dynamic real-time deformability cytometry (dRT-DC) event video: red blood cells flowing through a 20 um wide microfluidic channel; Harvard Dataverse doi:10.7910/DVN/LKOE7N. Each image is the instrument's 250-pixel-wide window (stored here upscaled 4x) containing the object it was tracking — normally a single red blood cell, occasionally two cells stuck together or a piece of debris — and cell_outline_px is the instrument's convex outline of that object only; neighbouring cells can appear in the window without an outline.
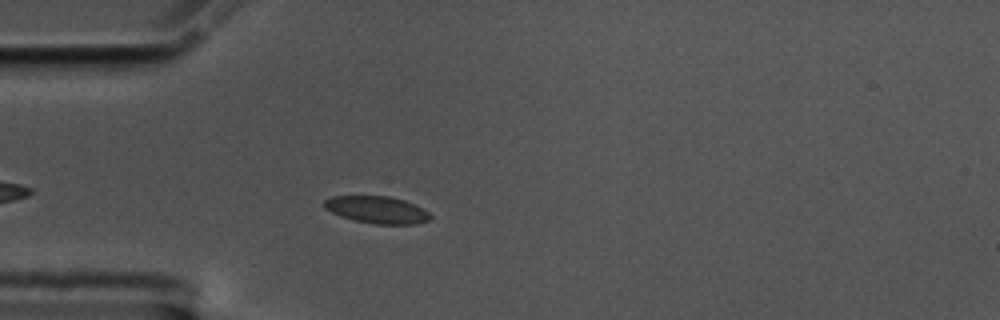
{"species": "common noctule bat (a hibernating species)", "species_latin": "Nyctalus noctula", "temperature_condition": "cold", "stored_images_in_passage": 40, "camera_frame_rate_fps": 3000, "um_per_image_px": 0.085, "animal": {"sex": "male", "body_mass_g": 17.5, "forearm_length_mm": 52.3}, "frame": {"image": 1, "passage_image": 7, "time_ms": 2.0, "image_size_px": [1000, 320], "cell_outline_px": [[432, 216], [428, 220], [416, 224], [376, 224], [356, 220], [340, 216], [324, 208], [324, 200], [332, 196], [388, 196], [404, 200], [424, 208]], "centroid_in_image_um": [32.05, 17.82], "position_along_channel_um": 52.9, "area_um2": 16.7}}
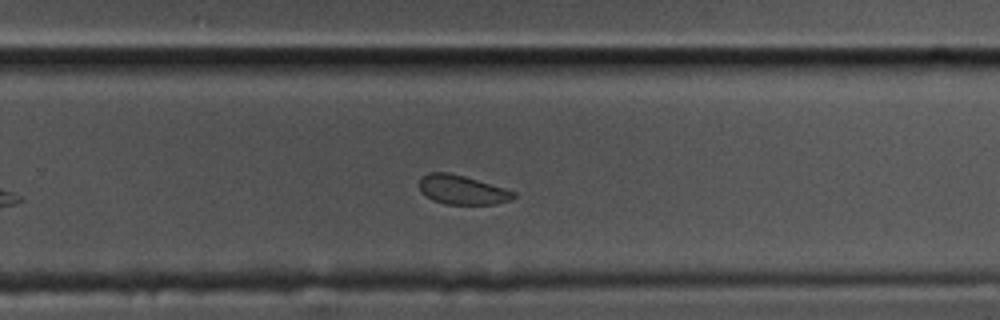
{"frame": {"image": 2, "passage_image": 28, "time_ms": 9.0, "image_size_px": [1000, 320], "cell_outline_px": [[516, 196], [508, 200], [496, 204], [444, 204], [432, 200], [420, 192], [420, 176], [428, 172], [448, 172], [464, 176], [504, 188], [516, 192]], "centroid_in_image_um": [39.24, 16.13], "position_along_channel_um": 290.6, "area_um2": 16.01}}
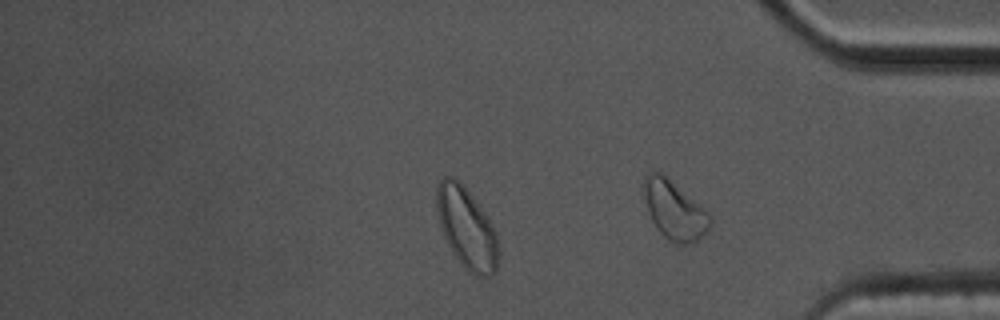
{"frame": {"image": 3, "passage_image": 36, "time_ms": 11.667, "image_size_px": [1000, 320], "cell_outline_px": [[500, 252], [496, 272], [492, 276], [480, 276], [468, 272], [452, 252], [444, 236], [440, 224], [436, 208], [436, 188], [440, 180], [444, 176], [452, 176], [472, 196], [496, 232]], "centroid_in_image_um": [39.67, 19.43], "position_along_channel_um": 395.5, "area_um2": 28.84}, "authors_computed_cell_mechanics": {"area_um2": 17.1955, "velocity_mm_per_s": 3.5086, "shape_relaxation_time_tau1_ms": 8.5712, "shape_relaxation_time_tau2_ms": 5.2106, "deformation_change_tau1": 0.091, "deformation_change_tau2": 0.0465}}